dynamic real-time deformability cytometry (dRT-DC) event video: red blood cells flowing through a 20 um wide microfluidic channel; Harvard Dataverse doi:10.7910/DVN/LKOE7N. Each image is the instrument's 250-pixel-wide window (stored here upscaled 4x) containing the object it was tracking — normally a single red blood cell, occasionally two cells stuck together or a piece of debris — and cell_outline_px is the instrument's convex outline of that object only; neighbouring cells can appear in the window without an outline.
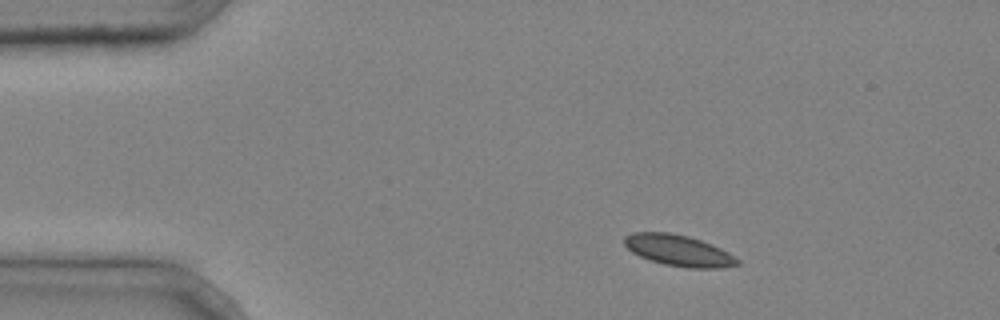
{"species": "common noctule bat (a hibernating species)", "species_latin": "Nyctalus noctula", "temperature_condition": "cold", "stored_images_in_passage": 4, "camera_frame_rate_fps": 3000, "um_per_image_px": 0.085, "animal": {"sex": "male", "body_mass_g": 20.4}, "frame": {"image": 1, "passage_image": 1, "time_ms": 0.0, "image_size_px": [1000, 320], "cell_outline_px": [[740, 264], [724, 268], [688, 268], [664, 264], [648, 260], [632, 252], [624, 244], [624, 236], [632, 232], [668, 232], [688, 236], [712, 244], [728, 252], [740, 260]], "centroid_in_image_um": [57.68, 21.29], "position_along_channel_um": 27.3, "area_um2": 20.63}}
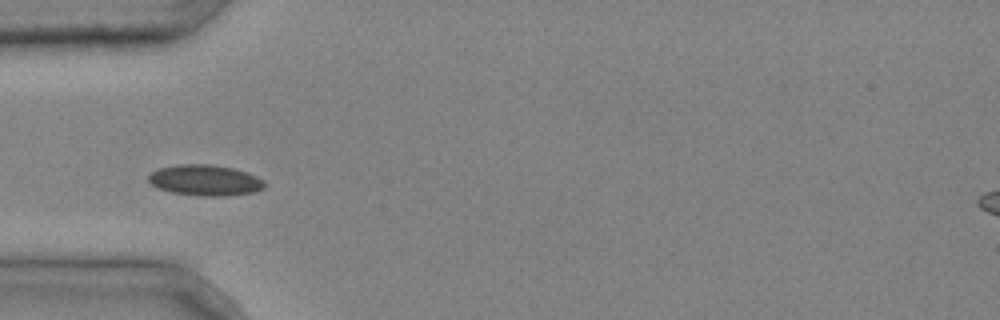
{"frame": {"image": 2, "passage_image": 3, "time_ms": 0.667, "image_size_px": [1000, 320], "cell_outline_px": [[268, 184], [264, 188], [256, 192], [224, 196], [204, 196], [172, 192], [156, 188], [148, 180], [148, 176], [152, 172], [160, 168], [176, 164], [212, 164], [232, 168], [248, 172], [264, 180]], "centroid_in_image_um": [17.47, 15.32], "position_along_channel_um": 67.5, "area_um2": 21.04}}